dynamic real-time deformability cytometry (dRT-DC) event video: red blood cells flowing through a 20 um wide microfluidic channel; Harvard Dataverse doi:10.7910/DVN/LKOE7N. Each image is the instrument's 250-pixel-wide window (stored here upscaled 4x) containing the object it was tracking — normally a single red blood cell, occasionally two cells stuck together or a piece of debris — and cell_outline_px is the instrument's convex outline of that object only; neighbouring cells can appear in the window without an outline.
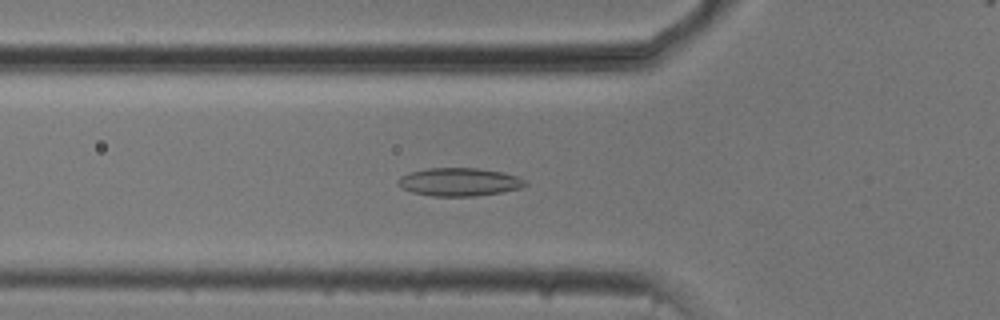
{"species": "common noctule bat (a hibernating species)", "species_latin": "Nyctalus noctula", "temperature_condition": "cold", "stored_images_in_passage": 54, "camera_frame_rate_fps": 3000, "um_per_image_px": 0.085, "animal": {"sex": "male", "body_mass_g": 20.5, "forearm_length_mm": 52.5}, "frame": {"image": 1, "passage_image": 19, "time_ms": 6.0, "image_size_px": [1000, 320], "cell_outline_px": [[528, 184], [520, 188], [500, 192], [476, 196], [432, 196], [412, 192], [396, 184], [396, 180], [400, 176], [412, 172], [428, 168], [476, 168], [504, 172], [520, 176], [528, 180]], "centroid_in_image_um": [39.08, 15.46], "position_along_channel_um": 86.7, "area_um2": 20.98}}
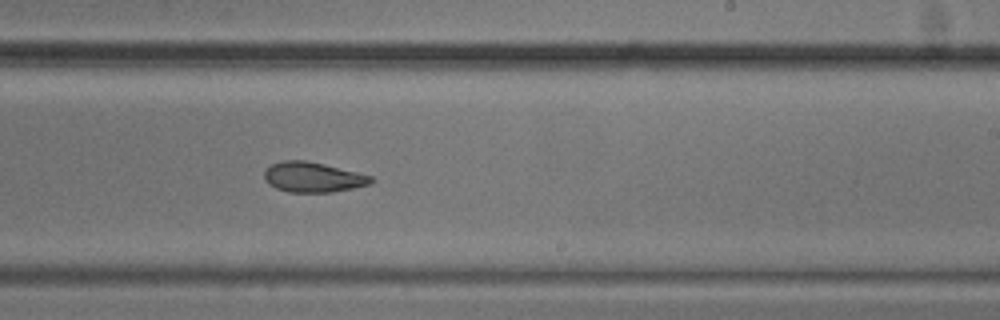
{"frame": {"image": 2, "passage_image": 33, "time_ms": 10.667, "image_size_px": [1000, 320], "cell_outline_px": [[376, 180], [368, 184], [352, 188], [332, 192], [288, 192], [276, 188], [268, 184], [264, 180], [264, 172], [272, 164], [280, 160], [304, 160], [324, 164], [372, 176]], "centroid_in_image_um": [26.57, 15.06], "position_along_channel_um": 262.4, "area_um2": 18.67}}
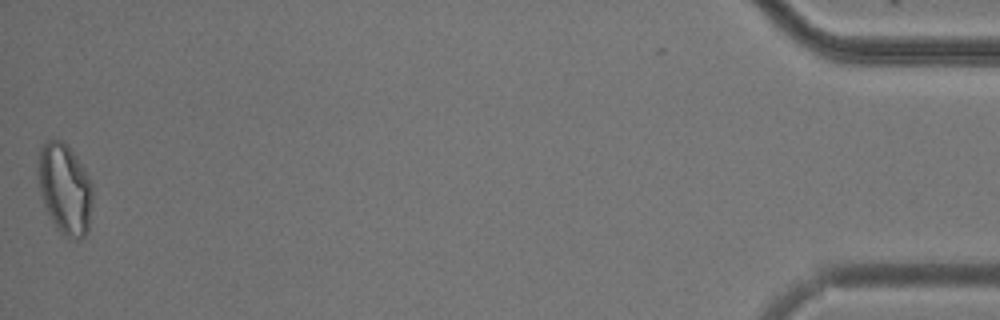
{"frame": {"image": 3, "passage_image": 54, "time_ms": 17.667, "image_size_px": [1000, 320], "cell_outline_px": [[92, 204], [88, 232], [80, 240], [76, 240], [64, 236], [56, 228], [44, 204], [40, 192], [36, 172], [40, 148], [48, 136], [64, 140], [68, 144], [84, 168], [92, 184]], "centroid_in_image_um": [5.5, 16.0], "position_along_channel_um": 429.7, "area_um2": 29.54}, "authors_computed_cell_mechanics": {"area_um2": 21.0392, "velocity_mm_per_s": 3.7481, "shape_relaxation_time_tau1_ms": null, "shape_relaxation_time_tau2_ms": 3.1898, "deformation_change_tau1": null, "deformation_change_tau2": 0.085}}